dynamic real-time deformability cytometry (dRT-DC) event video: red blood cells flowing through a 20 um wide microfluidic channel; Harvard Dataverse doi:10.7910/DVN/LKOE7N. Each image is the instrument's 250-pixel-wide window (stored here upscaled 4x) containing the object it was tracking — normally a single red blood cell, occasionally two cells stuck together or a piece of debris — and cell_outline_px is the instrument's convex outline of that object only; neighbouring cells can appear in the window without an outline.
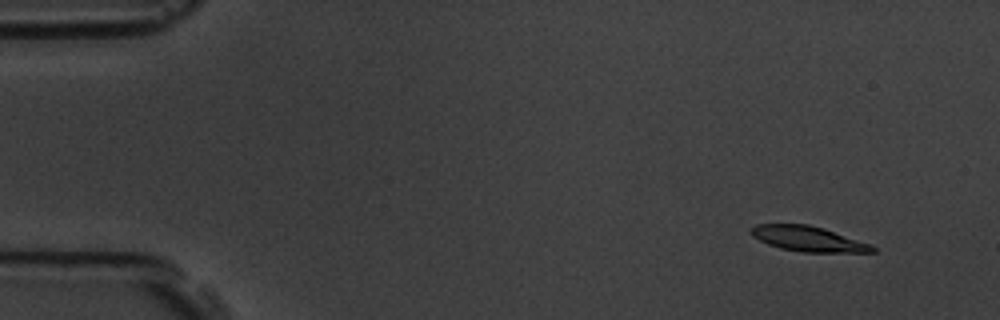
{"species": "common noctule bat (a hibernating species)", "species_latin": "Nyctalus noctula", "temperature_condition": "room temperature", "stored_images_in_passage": 5, "camera_frame_rate_fps": 3000, "um_per_image_px": 0.085, "animal": {"sex": "male", "body_mass_g": 19.5, "forearm_length_mm": 54.6}, "frame": {"image": 1, "passage_image": 2, "time_ms": 1.0, "image_size_px": [1000, 320], "cell_outline_px": [[876, 252], [804, 252], [780, 248], [768, 244], [752, 236], [748, 232], [756, 224], [808, 224], [824, 228], [872, 244], [876, 248]], "centroid_in_image_um": [68.71, 20.29], "position_along_channel_um": 16.3, "area_um2": 17.86}}
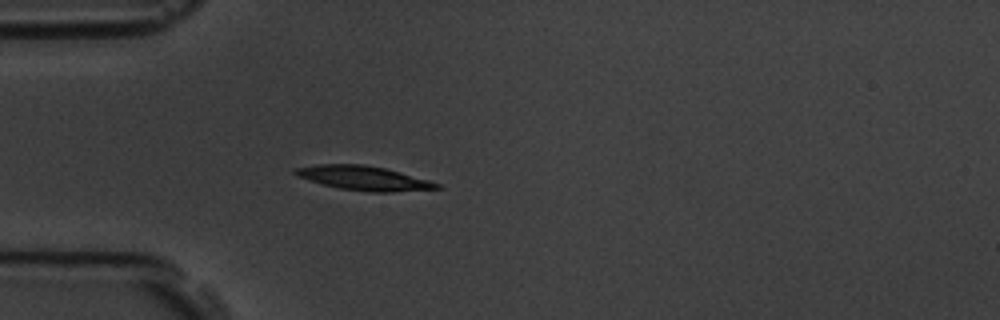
{"frame": {"image": 2, "passage_image": 5, "time_ms": 4.667, "image_size_px": [1000, 320], "cell_outline_px": [[444, 188], [392, 192], [372, 192], [340, 188], [320, 184], [296, 176], [292, 172], [296, 168], [320, 164], [364, 164], [384, 168], [400, 172], [428, 180], [440, 184]], "centroid_in_image_um": [30.91, 15.14], "position_along_channel_um": 54.1, "area_um2": 19.94}}